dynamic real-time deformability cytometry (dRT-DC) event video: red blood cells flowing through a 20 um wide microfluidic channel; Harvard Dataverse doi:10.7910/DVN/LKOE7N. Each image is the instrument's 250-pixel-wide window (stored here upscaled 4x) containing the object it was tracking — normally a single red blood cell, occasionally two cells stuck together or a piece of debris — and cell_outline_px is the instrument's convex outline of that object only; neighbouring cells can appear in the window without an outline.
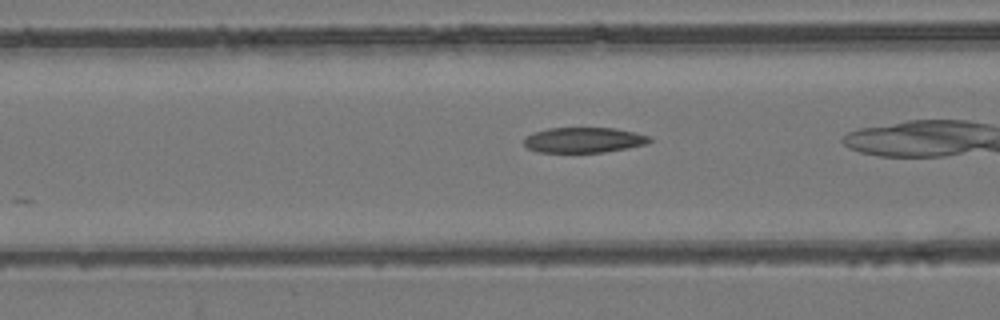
{"species": "common noctule bat (a hibernating species)", "species_latin": "Nyctalus noctula", "temperature_condition": "room temperature", "stored_images_in_passage": 16, "camera_frame_rate_fps": 3000, "um_per_image_px": 0.085, "animal": {"sex": "female", "body_mass_g": 24.6, "forearm_length_mm": 56.2}, "frame": {"image": 1, "passage_image": 7, "time_ms": 2.0, "image_size_px": [1000, 320], "cell_outline_px": [[652, 140], [648, 144], [628, 148], [604, 152], [536, 152], [528, 148], [524, 144], [524, 140], [532, 132], [548, 128], [612, 128], [652, 136]], "centroid_in_image_um": [49.64, 11.9], "position_along_channel_um": 117.0, "area_um2": 18.55}}
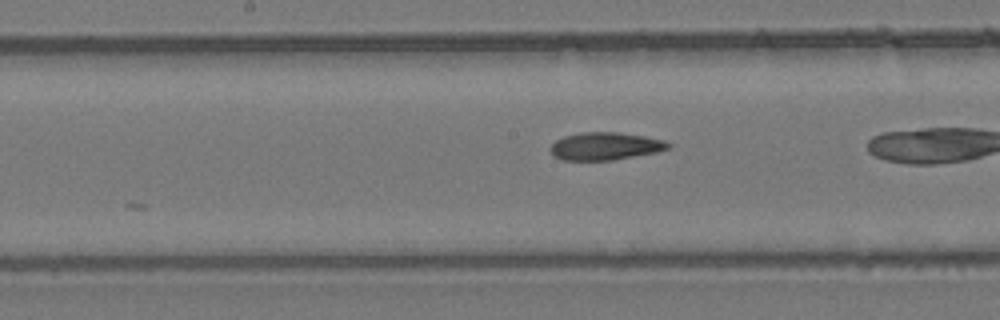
{"frame": {"image": 2, "passage_image": 13, "time_ms": 4.0, "image_size_px": [1000, 320], "cell_outline_px": [[672, 148], [656, 152], [612, 160], [560, 160], [552, 156], [548, 148], [556, 140], [564, 136], [580, 132], [620, 132], [644, 136], [664, 140], [672, 144]], "centroid_in_image_um": [51.42, 12.42], "position_along_channel_um": 196.8, "area_um2": 19.25}}